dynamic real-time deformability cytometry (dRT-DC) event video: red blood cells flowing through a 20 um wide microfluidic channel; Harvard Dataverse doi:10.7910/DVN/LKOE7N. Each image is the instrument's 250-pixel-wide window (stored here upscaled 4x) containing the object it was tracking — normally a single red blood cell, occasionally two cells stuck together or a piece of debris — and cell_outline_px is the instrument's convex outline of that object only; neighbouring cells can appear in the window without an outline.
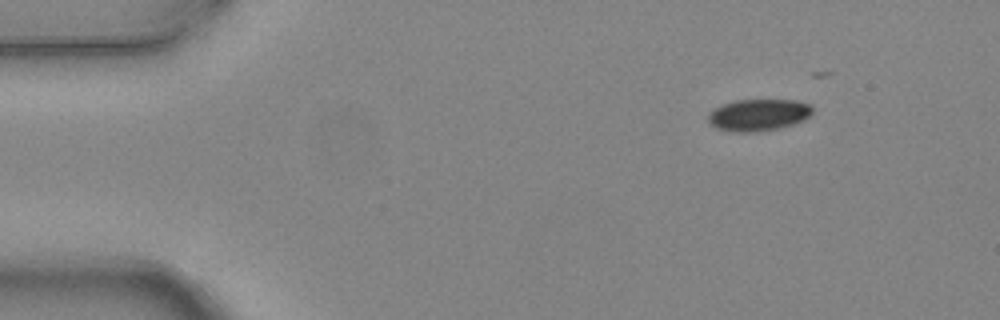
{"species": "common noctule bat (a hibernating species)", "species_latin": "Nyctalus noctula", "temperature_condition": "warm", "stored_images_in_passage": 6, "camera_frame_rate_fps": 3000, "um_per_image_px": 0.085, "animal": {"sex": "female", "body_mass_g": 24.6, "forearm_length_mm": 56.2}, "frame": {"image": 1, "passage_image": 1, "time_ms": 0.0, "image_size_px": [1000, 320], "cell_outline_px": [[812, 112], [804, 120], [780, 128], [756, 132], [736, 132], [716, 128], [708, 124], [708, 112], [724, 104], [736, 100], [796, 100], [812, 104]], "centroid_in_image_um": [64.46, 9.77], "position_along_channel_um": 20.5, "area_um2": 19.42}}
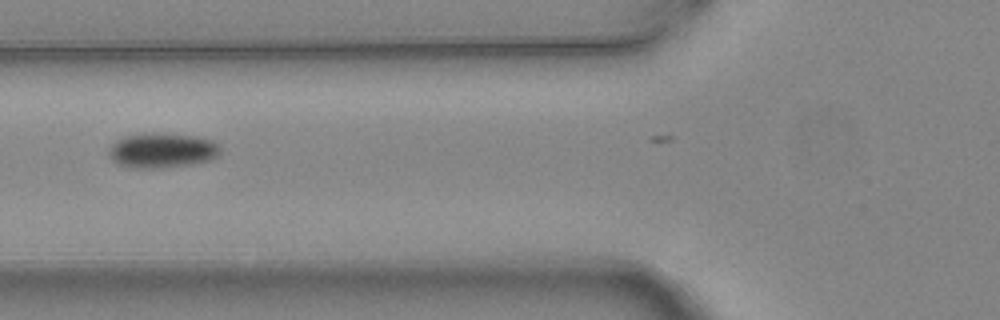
{"frame": {"image": 2, "passage_image": 5, "time_ms": 1.333, "image_size_px": [1000, 320], "cell_outline_px": [[220, 156], [212, 160], [192, 164], [160, 168], [132, 168], [116, 164], [112, 160], [108, 152], [108, 148], [116, 140], [124, 136], [152, 132], [196, 136], [212, 140], [220, 144]], "centroid_in_image_um": [13.79, 12.79], "position_along_channel_um": 112.0, "area_um2": 23.12}}
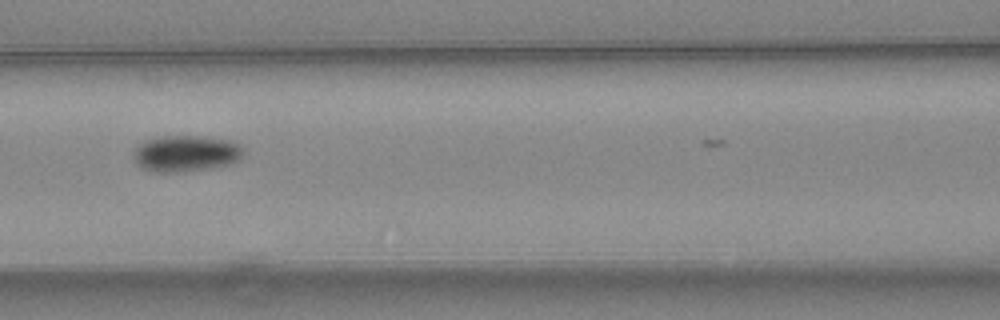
{"frame": {"image": 3, "passage_image": 6, "time_ms": 1.667, "image_size_px": [1000, 320], "cell_outline_px": [[244, 152], [240, 160], [228, 164], [212, 168], [180, 172], [152, 172], [140, 168], [136, 164], [132, 156], [132, 152], [140, 144], [148, 140], [160, 136], [200, 136], [232, 140], [240, 144], [244, 148]], "centroid_in_image_um": [15.8, 13.05], "position_along_channel_um": 150.8, "area_um2": 23.64}}